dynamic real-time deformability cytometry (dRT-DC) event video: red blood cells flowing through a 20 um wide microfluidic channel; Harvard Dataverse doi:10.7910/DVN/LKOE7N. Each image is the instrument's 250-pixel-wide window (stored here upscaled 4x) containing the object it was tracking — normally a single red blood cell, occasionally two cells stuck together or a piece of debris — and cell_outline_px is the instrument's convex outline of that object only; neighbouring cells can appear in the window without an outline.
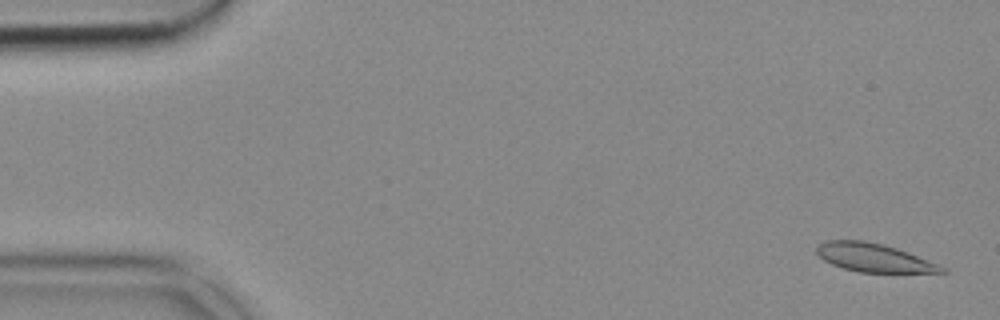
{"species": "common noctule bat (a hibernating species)", "species_latin": "Nyctalus noctula", "temperature_condition": "cold", "stored_images_in_passage": 53, "camera_frame_rate_fps": 3000, "um_per_image_px": 0.085, "animal": {"sex": "female", "body_mass_g": 18.4}, "frame": {"image": 1, "passage_image": 2, "time_ms": 0.333, "image_size_px": [1000, 320], "cell_outline_px": [[948, 272], [860, 272], [844, 268], [832, 264], [824, 260], [816, 252], [816, 248], [820, 244], [828, 240], [864, 240], [884, 244], [908, 252], [940, 264], [948, 268]], "centroid_in_image_um": [74.32, 21.9], "position_along_channel_um": 10.7, "area_um2": 20.63}}
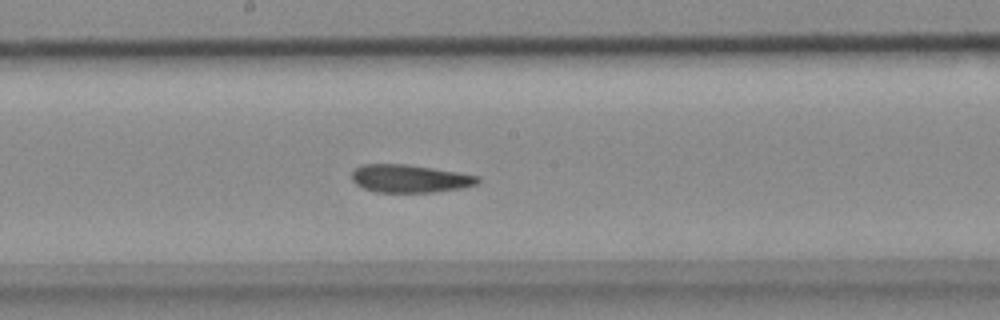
{"frame": {"image": 2, "passage_image": 28, "time_ms": 9.0, "image_size_px": [1000, 320], "cell_outline_px": [[480, 184], [464, 188], [432, 192], [376, 192], [364, 188], [356, 184], [352, 180], [352, 172], [360, 164], [404, 164], [432, 168], [480, 176]], "centroid_in_image_um": [34.86, 15.18], "position_along_channel_um": 213.3, "area_um2": 20.52}}
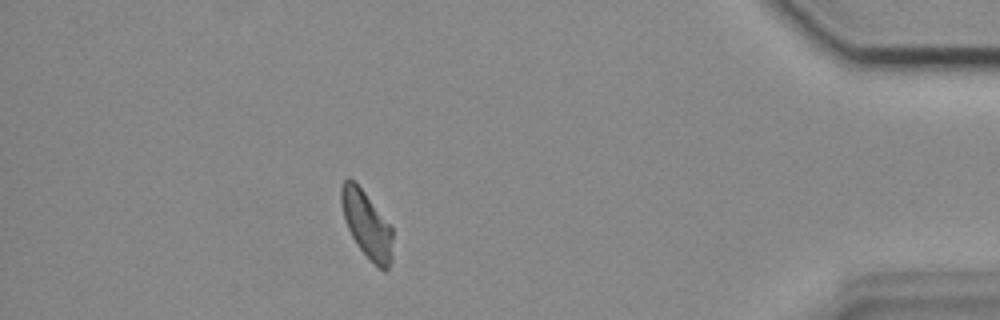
{"frame": {"image": 3, "passage_image": 47, "time_ms": 15.333, "image_size_px": [1000, 320], "cell_outline_px": [[392, 260], [388, 268], [384, 272], [356, 244], [344, 220], [340, 204], [340, 188], [344, 180], [348, 176], [364, 192], [392, 228]], "centroid_in_image_um": [31.15, 19.07], "position_along_channel_um": 404.1, "area_um2": 19.65}}